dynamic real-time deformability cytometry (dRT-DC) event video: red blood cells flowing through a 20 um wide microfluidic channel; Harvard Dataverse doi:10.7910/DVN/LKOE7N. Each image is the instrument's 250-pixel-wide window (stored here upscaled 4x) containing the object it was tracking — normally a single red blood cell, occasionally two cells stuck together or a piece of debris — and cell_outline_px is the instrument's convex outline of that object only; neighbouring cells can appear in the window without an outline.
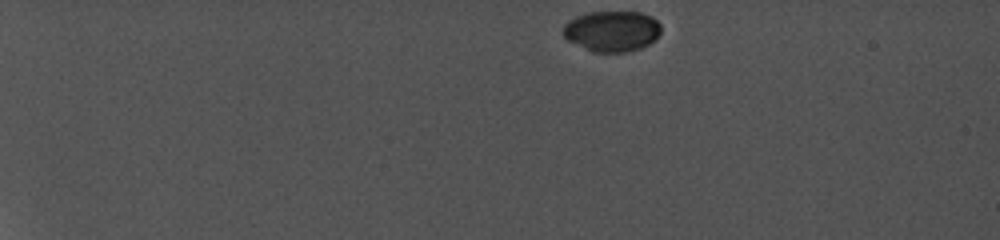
{"species": "common noctule bat (a hibernating species)", "species_latin": "Nyctalus noctula", "temperature_condition": "cold", "stored_images_in_passage": 21, "camera_frame_rate_fps": 5000, "um_per_image_px": 0.085, "animal": {"sex": "female", "body_mass_g": 19.0, "forearm_length_mm": 56.7}, "frame": {"image": 1, "passage_image": 1, "time_ms": 0.0, "image_size_px": [1000, 240], "cell_outline_px": [[660, 32], [656, 40], [640, 48], [628, 52], [592, 52], [568, 40], [564, 36], [564, 24], [568, 20], [576, 16], [588, 12], [640, 12], [652, 16], [660, 24]], "centroid_in_image_um": [52.03, 2.64], "position_along_channel_um": 33.0, "area_um2": 23.29}}